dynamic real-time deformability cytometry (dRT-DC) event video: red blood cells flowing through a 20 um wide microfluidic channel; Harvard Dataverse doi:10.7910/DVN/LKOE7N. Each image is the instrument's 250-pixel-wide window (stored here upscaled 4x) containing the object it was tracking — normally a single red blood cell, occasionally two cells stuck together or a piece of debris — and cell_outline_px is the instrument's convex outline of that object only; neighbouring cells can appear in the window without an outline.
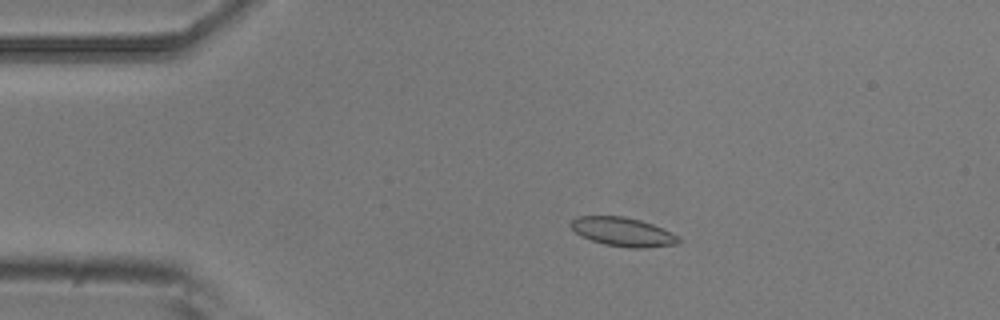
{"species": "common noctule bat (a hibernating species)", "species_latin": "Nyctalus noctula", "temperature_condition": "room temperature", "stored_images_in_passage": 6, "camera_frame_rate_fps": 3000, "um_per_image_px": 0.085, "animal": {"sex": "male", "body_mass_g": 20.5, "forearm_length_mm": 52.5}, "frame": {"image": 1, "passage_image": 3, "time_ms": 0.667, "image_size_px": [1000, 320], "cell_outline_px": [[680, 240], [676, 244], [644, 248], [628, 248], [604, 244], [580, 236], [568, 224], [576, 216], [624, 216], [640, 220], [652, 224], [672, 232], [680, 236]], "centroid_in_image_um": [52.94, 19.7], "position_along_channel_um": 32.1, "area_um2": 18.21}}
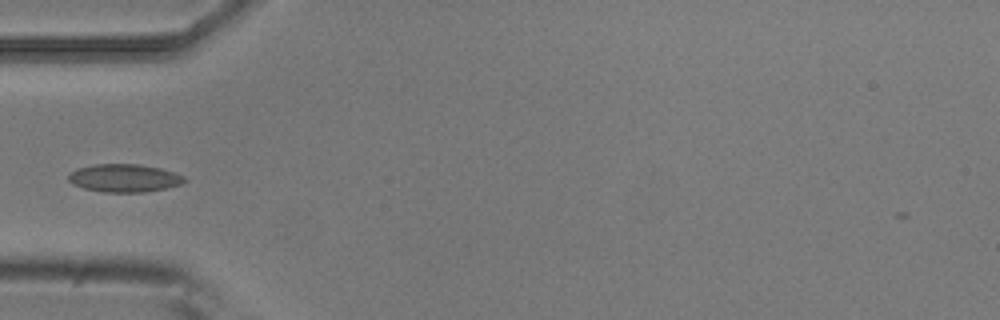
{"frame": {"image": 2, "passage_image": 5, "time_ms": 1.333, "image_size_px": [1000, 320], "cell_outline_px": [[188, 180], [184, 184], [144, 192], [104, 192], [84, 188], [72, 184], [68, 180], [68, 176], [76, 168], [92, 164], [140, 164], [160, 168], [184, 176]], "centroid_in_image_um": [10.57, 15.13], "position_along_channel_um": 74.4, "area_um2": 18.96}}
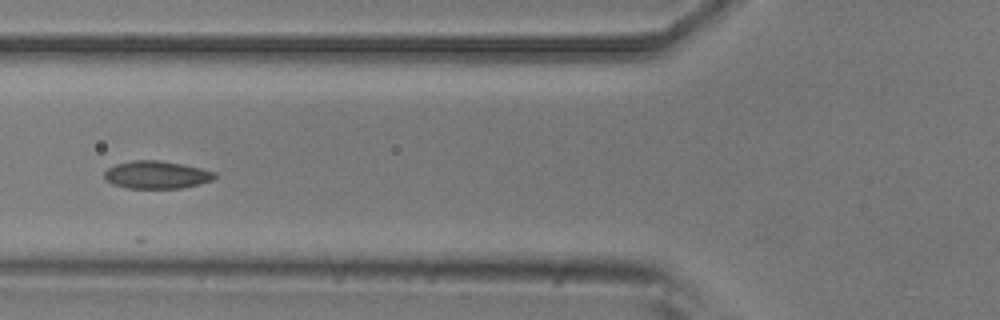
{"frame": {"image": 3, "passage_image": 6, "time_ms": 1.667, "image_size_px": [1000, 320], "cell_outline_px": [[216, 176], [212, 180], [180, 188], [128, 188], [112, 184], [104, 180], [104, 172], [108, 168], [116, 164], [132, 160], [156, 160], [184, 164], [216, 172]], "centroid_in_image_um": [13.27, 14.85], "position_along_channel_um": 112.5, "area_um2": 17.74}}